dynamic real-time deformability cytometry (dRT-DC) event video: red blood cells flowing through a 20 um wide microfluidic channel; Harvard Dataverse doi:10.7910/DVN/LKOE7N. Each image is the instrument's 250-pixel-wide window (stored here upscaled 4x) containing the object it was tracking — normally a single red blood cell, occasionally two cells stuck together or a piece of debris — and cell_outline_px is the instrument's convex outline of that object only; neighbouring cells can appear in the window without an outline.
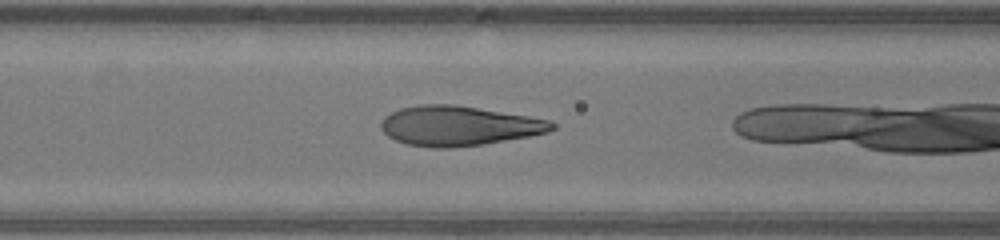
{"species": "human", "species_latin": "Homo sapiens", "temperature_condition": "warm", "stored_images_in_passage": 4, "camera_frame_rate_fps": 3000, "um_per_image_px": 0.085, "donor": {"sex": "male"}, "frame": {"image": 1, "passage_image": 3, "time_ms": 0.667, "image_size_px": [1000, 240], "cell_outline_px": [[556, 128], [548, 132], [528, 136], [484, 144], [452, 148], [436, 148], [408, 144], [396, 140], [388, 136], [380, 128], [380, 124], [384, 116], [400, 108], [420, 104], [452, 104], [528, 116], [548, 120], [556, 124]], "centroid_in_image_um": [38.97, 10.69], "position_along_channel_um": 127.6, "area_um2": 39.42}}